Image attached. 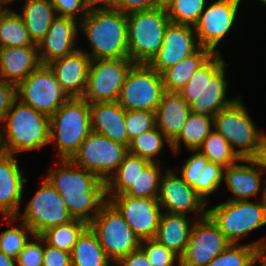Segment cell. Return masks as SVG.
<instances>
[{
  "label": "cell",
  "instance_id": "6da1fadb",
  "mask_svg": "<svg viewBox=\"0 0 266 266\" xmlns=\"http://www.w3.org/2000/svg\"><path fill=\"white\" fill-rule=\"evenodd\" d=\"M58 162L62 167L52 165L45 179L61 194L74 219L89 224L107 201L105 181L70 159H58Z\"/></svg>",
  "mask_w": 266,
  "mask_h": 266
},
{
  "label": "cell",
  "instance_id": "7a4b0ae2",
  "mask_svg": "<svg viewBox=\"0 0 266 266\" xmlns=\"http://www.w3.org/2000/svg\"><path fill=\"white\" fill-rule=\"evenodd\" d=\"M228 66L221 53H214L191 75L179 92L189 105L190 112L213 117L239 97H226L228 81L225 79V67Z\"/></svg>",
  "mask_w": 266,
  "mask_h": 266
},
{
  "label": "cell",
  "instance_id": "3957f363",
  "mask_svg": "<svg viewBox=\"0 0 266 266\" xmlns=\"http://www.w3.org/2000/svg\"><path fill=\"white\" fill-rule=\"evenodd\" d=\"M91 51L85 53L92 59H119L129 57L127 14L116 9L89 10L79 22Z\"/></svg>",
  "mask_w": 266,
  "mask_h": 266
},
{
  "label": "cell",
  "instance_id": "277c9868",
  "mask_svg": "<svg viewBox=\"0 0 266 266\" xmlns=\"http://www.w3.org/2000/svg\"><path fill=\"white\" fill-rule=\"evenodd\" d=\"M49 132V117L16 98L0 126V151L15 155L41 150L50 143Z\"/></svg>",
  "mask_w": 266,
  "mask_h": 266
},
{
  "label": "cell",
  "instance_id": "5b68a950",
  "mask_svg": "<svg viewBox=\"0 0 266 266\" xmlns=\"http://www.w3.org/2000/svg\"><path fill=\"white\" fill-rule=\"evenodd\" d=\"M50 142H55L59 159H70L91 133L90 104L69 98L49 117Z\"/></svg>",
  "mask_w": 266,
  "mask_h": 266
},
{
  "label": "cell",
  "instance_id": "8992f818",
  "mask_svg": "<svg viewBox=\"0 0 266 266\" xmlns=\"http://www.w3.org/2000/svg\"><path fill=\"white\" fill-rule=\"evenodd\" d=\"M213 127L241 159H255L266 134L256 127L241 96L213 116Z\"/></svg>",
  "mask_w": 266,
  "mask_h": 266
},
{
  "label": "cell",
  "instance_id": "52a82bcc",
  "mask_svg": "<svg viewBox=\"0 0 266 266\" xmlns=\"http://www.w3.org/2000/svg\"><path fill=\"white\" fill-rule=\"evenodd\" d=\"M169 23L163 7L127 14L129 58L134 63L148 64L161 48Z\"/></svg>",
  "mask_w": 266,
  "mask_h": 266
},
{
  "label": "cell",
  "instance_id": "ba28073f",
  "mask_svg": "<svg viewBox=\"0 0 266 266\" xmlns=\"http://www.w3.org/2000/svg\"><path fill=\"white\" fill-rule=\"evenodd\" d=\"M88 226L113 264L140 248L141 240L109 200L101 206Z\"/></svg>",
  "mask_w": 266,
  "mask_h": 266
},
{
  "label": "cell",
  "instance_id": "9c48e42d",
  "mask_svg": "<svg viewBox=\"0 0 266 266\" xmlns=\"http://www.w3.org/2000/svg\"><path fill=\"white\" fill-rule=\"evenodd\" d=\"M259 200H226L208 209L207 215L230 243L239 244L251 231L266 225V208Z\"/></svg>",
  "mask_w": 266,
  "mask_h": 266
},
{
  "label": "cell",
  "instance_id": "30bf717a",
  "mask_svg": "<svg viewBox=\"0 0 266 266\" xmlns=\"http://www.w3.org/2000/svg\"><path fill=\"white\" fill-rule=\"evenodd\" d=\"M164 93L161 74L149 64L135 63L126 76L117 102L125 110L156 112Z\"/></svg>",
  "mask_w": 266,
  "mask_h": 266
},
{
  "label": "cell",
  "instance_id": "8fae6325",
  "mask_svg": "<svg viewBox=\"0 0 266 266\" xmlns=\"http://www.w3.org/2000/svg\"><path fill=\"white\" fill-rule=\"evenodd\" d=\"M127 154V146L91 131L70 160L106 182Z\"/></svg>",
  "mask_w": 266,
  "mask_h": 266
},
{
  "label": "cell",
  "instance_id": "7c38bea8",
  "mask_svg": "<svg viewBox=\"0 0 266 266\" xmlns=\"http://www.w3.org/2000/svg\"><path fill=\"white\" fill-rule=\"evenodd\" d=\"M134 64L129 57L92 60L82 99L89 104L118 101L126 76Z\"/></svg>",
  "mask_w": 266,
  "mask_h": 266
},
{
  "label": "cell",
  "instance_id": "4fadbf2b",
  "mask_svg": "<svg viewBox=\"0 0 266 266\" xmlns=\"http://www.w3.org/2000/svg\"><path fill=\"white\" fill-rule=\"evenodd\" d=\"M16 96L48 117L69 99L50 67L42 64L16 85Z\"/></svg>",
  "mask_w": 266,
  "mask_h": 266
},
{
  "label": "cell",
  "instance_id": "5bb4252c",
  "mask_svg": "<svg viewBox=\"0 0 266 266\" xmlns=\"http://www.w3.org/2000/svg\"><path fill=\"white\" fill-rule=\"evenodd\" d=\"M20 221L34 234L74 220L66 208L61 194L44 178L35 195L26 203Z\"/></svg>",
  "mask_w": 266,
  "mask_h": 266
},
{
  "label": "cell",
  "instance_id": "9a60e30c",
  "mask_svg": "<svg viewBox=\"0 0 266 266\" xmlns=\"http://www.w3.org/2000/svg\"><path fill=\"white\" fill-rule=\"evenodd\" d=\"M208 3L194 30L200 47L221 53L217 49L218 44L234 27L241 0H215Z\"/></svg>",
  "mask_w": 266,
  "mask_h": 266
},
{
  "label": "cell",
  "instance_id": "2e32d148",
  "mask_svg": "<svg viewBox=\"0 0 266 266\" xmlns=\"http://www.w3.org/2000/svg\"><path fill=\"white\" fill-rule=\"evenodd\" d=\"M230 242L207 215L196 219L179 266H206L218 256Z\"/></svg>",
  "mask_w": 266,
  "mask_h": 266
},
{
  "label": "cell",
  "instance_id": "e0dca14e",
  "mask_svg": "<svg viewBox=\"0 0 266 266\" xmlns=\"http://www.w3.org/2000/svg\"><path fill=\"white\" fill-rule=\"evenodd\" d=\"M164 171L157 197L161 209L176 214L196 213V219L206 217L208 203L175 170L167 168Z\"/></svg>",
  "mask_w": 266,
  "mask_h": 266
},
{
  "label": "cell",
  "instance_id": "ac0fdd59",
  "mask_svg": "<svg viewBox=\"0 0 266 266\" xmlns=\"http://www.w3.org/2000/svg\"><path fill=\"white\" fill-rule=\"evenodd\" d=\"M139 239H153L162 213L157 198H134L128 195H106Z\"/></svg>",
  "mask_w": 266,
  "mask_h": 266
},
{
  "label": "cell",
  "instance_id": "d6986e66",
  "mask_svg": "<svg viewBox=\"0 0 266 266\" xmlns=\"http://www.w3.org/2000/svg\"><path fill=\"white\" fill-rule=\"evenodd\" d=\"M199 48L193 26L170 22L165 29L161 48L148 64L161 74L194 54Z\"/></svg>",
  "mask_w": 266,
  "mask_h": 266
},
{
  "label": "cell",
  "instance_id": "ffe728a7",
  "mask_svg": "<svg viewBox=\"0 0 266 266\" xmlns=\"http://www.w3.org/2000/svg\"><path fill=\"white\" fill-rule=\"evenodd\" d=\"M79 33V21L70 17H58L52 21L47 34L37 44L42 65L75 52Z\"/></svg>",
  "mask_w": 266,
  "mask_h": 266
},
{
  "label": "cell",
  "instance_id": "44dd1931",
  "mask_svg": "<svg viewBox=\"0 0 266 266\" xmlns=\"http://www.w3.org/2000/svg\"><path fill=\"white\" fill-rule=\"evenodd\" d=\"M15 155L0 151V213L3 217L19 218L24 186L28 179Z\"/></svg>",
  "mask_w": 266,
  "mask_h": 266
},
{
  "label": "cell",
  "instance_id": "7402d4cb",
  "mask_svg": "<svg viewBox=\"0 0 266 266\" xmlns=\"http://www.w3.org/2000/svg\"><path fill=\"white\" fill-rule=\"evenodd\" d=\"M92 59L78 48L72 54L47 64L69 98H82Z\"/></svg>",
  "mask_w": 266,
  "mask_h": 266
},
{
  "label": "cell",
  "instance_id": "603a6c76",
  "mask_svg": "<svg viewBox=\"0 0 266 266\" xmlns=\"http://www.w3.org/2000/svg\"><path fill=\"white\" fill-rule=\"evenodd\" d=\"M190 152L194 154L187 158L178 172L181 173L183 180L208 203V196L217 191L223 182L224 167L210 162L198 150Z\"/></svg>",
  "mask_w": 266,
  "mask_h": 266
},
{
  "label": "cell",
  "instance_id": "cb8c5ba5",
  "mask_svg": "<svg viewBox=\"0 0 266 266\" xmlns=\"http://www.w3.org/2000/svg\"><path fill=\"white\" fill-rule=\"evenodd\" d=\"M240 162L242 164L235 163L223 171V180L234 195L228 201L249 200L264 189L261 186L263 172L256 159H241Z\"/></svg>",
  "mask_w": 266,
  "mask_h": 266
},
{
  "label": "cell",
  "instance_id": "d4e9b609",
  "mask_svg": "<svg viewBox=\"0 0 266 266\" xmlns=\"http://www.w3.org/2000/svg\"><path fill=\"white\" fill-rule=\"evenodd\" d=\"M91 130L125 146L130 142L125 127V109L116 102L90 104Z\"/></svg>",
  "mask_w": 266,
  "mask_h": 266
},
{
  "label": "cell",
  "instance_id": "484cf974",
  "mask_svg": "<svg viewBox=\"0 0 266 266\" xmlns=\"http://www.w3.org/2000/svg\"><path fill=\"white\" fill-rule=\"evenodd\" d=\"M41 65L38 47H0V79L18 84Z\"/></svg>",
  "mask_w": 266,
  "mask_h": 266
},
{
  "label": "cell",
  "instance_id": "4316f807",
  "mask_svg": "<svg viewBox=\"0 0 266 266\" xmlns=\"http://www.w3.org/2000/svg\"><path fill=\"white\" fill-rule=\"evenodd\" d=\"M192 220L185 214L164 212L162 210L158 228L153 239L175 253L179 258L183 255L189 241Z\"/></svg>",
  "mask_w": 266,
  "mask_h": 266
},
{
  "label": "cell",
  "instance_id": "83f0119b",
  "mask_svg": "<svg viewBox=\"0 0 266 266\" xmlns=\"http://www.w3.org/2000/svg\"><path fill=\"white\" fill-rule=\"evenodd\" d=\"M155 113L156 127L172 142L181 132L190 109L179 93L165 92Z\"/></svg>",
  "mask_w": 266,
  "mask_h": 266
},
{
  "label": "cell",
  "instance_id": "f1b7e54d",
  "mask_svg": "<svg viewBox=\"0 0 266 266\" xmlns=\"http://www.w3.org/2000/svg\"><path fill=\"white\" fill-rule=\"evenodd\" d=\"M19 13L29 36L34 44H38L56 18V13L50 0H25ZM22 13V14H21Z\"/></svg>",
  "mask_w": 266,
  "mask_h": 266
},
{
  "label": "cell",
  "instance_id": "f546056e",
  "mask_svg": "<svg viewBox=\"0 0 266 266\" xmlns=\"http://www.w3.org/2000/svg\"><path fill=\"white\" fill-rule=\"evenodd\" d=\"M214 53L200 47L194 54L161 73L165 92L179 93L188 83L191 75L198 70Z\"/></svg>",
  "mask_w": 266,
  "mask_h": 266
},
{
  "label": "cell",
  "instance_id": "4dcf8cb0",
  "mask_svg": "<svg viewBox=\"0 0 266 266\" xmlns=\"http://www.w3.org/2000/svg\"><path fill=\"white\" fill-rule=\"evenodd\" d=\"M213 129L212 116L190 112L181 132L171 142V151L179 155L182 143L188 150H197Z\"/></svg>",
  "mask_w": 266,
  "mask_h": 266
},
{
  "label": "cell",
  "instance_id": "1f68e13d",
  "mask_svg": "<svg viewBox=\"0 0 266 266\" xmlns=\"http://www.w3.org/2000/svg\"><path fill=\"white\" fill-rule=\"evenodd\" d=\"M72 266H113L100 245L96 234L88 226L78 237L70 253Z\"/></svg>",
  "mask_w": 266,
  "mask_h": 266
},
{
  "label": "cell",
  "instance_id": "d6a6232c",
  "mask_svg": "<svg viewBox=\"0 0 266 266\" xmlns=\"http://www.w3.org/2000/svg\"><path fill=\"white\" fill-rule=\"evenodd\" d=\"M150 161L128 153L117 170L105 182L106 195L123 194Z\"/></svg>",
  "mask_w": 266,
  "mask_h": 266
},
{
  "label": "cell",
  "instance_id": "836d02e7",
  "mask_svg": "<svg viewBox=\"0 0 266 266\" xmlns=\"http://www.w3.org/2000/svg\"><path fill=\"white\" fill-rule=\"evenodd\" d=\"M37 46L31 40L19 13L8 9L0 19V47Z\"/></svg>",
  "mask_w": 266,
  "mask_h": 266
},
{
  "label": "cell",
  "instance_id": "e575fe53",
  "mask_svg": "<svg viewBox=\"0 0 266 266\" xmlns=\"http://www.w3.org/2000/svg\"><path fill=\"white\" fill-rule=\"evenodd\" d=\"M87 227L86 221L74 219L71 222L45 230L41 236L49 246L71 253L78 237Z\"/></svg>",
  "mask_w": 266,
  "mask_h": 266
},
{
  "label": "cell",
  "instance_id": "d590c367",
  "mask_svg": "<svg viewBox=\"0 0 266 266\" xmlns=\"http://www.w3.org/2000/svg\"><path fill=\"white\" fill-rule=\"evenodd\" d=\"M243 244L230 243L206 266H254L257 263V248L265 240Z\"/></svg>",
  "mask_w": 266,
  "mask_h": 266
},
{
  "label": "cell",
  "instance_id": "8d00e7d4",
  "mask_svg": "<svg viewBox=\"0 0 266 266\" xmlns=\"http://www.w3.org/2000/svg\"><path fill=\"white\" fill-rule=\"evenodd\" d=\"M197 150L210 162L219 164L224 168L240 163L241 160L227 140L214 129Z\"/></svg>",
  "mask_w": 266,
  "mask_h": 266
},
{
  "label": "cell",
  "instance_id": "74e56055",
  "mask_svg": "<svg viewBox=\"0 0 266 266\" xmlns=\"http://www.w3.org/2000/svg\"><path fill=\"white\" fill-rule=\"evenodd\" d=\"M164 142L171 150V141L157 128L145 131L130 141L128 153L144 158L150 162H161L156 156L161 153Z\"/></svg>",
  "mask_w": 266,
  "mask_h": 266
},
{
  "label": "cell",
  "instance_id": "f35d334b",
  "mask_svg": "<svg viewBox=\"0 0 266 266\" xmlns=\"http://www.w3.org/2000/svg\"><path fill=\"white\" fill-rule=\"evenodd\" d=\"M164 163L150 162L124 192L134 198H157Z\"/></svg>",
  "mask_w": 266,
  "mask_h": 266
},
{
  "label": "cell",
  "instance_id": "ab89813d",
  "mask_svg": "<svg viewBox=\"0 0 266 266\" xmlns=\"http://www.w3.org/2000/svg\"><path fill=\"white\" fill-rule=\"evenodd\" d=\"M4 220L8 221L9 224H12V227L2 231L0 234V251L3 252L6 256L17 258L18 254L24 248V245L29 240V236L32 238L34 233L30 228L20 221V227L16 226L17 220L16 216L13 217H4Z\"/></svg>",
  "mask_w": 266,
  "mask_h": 266
},
{
  "label": "cell",
  "instance_id": "60d3db41",
  "mask_svg": "<svg viewBox=\"0 0 266 266\" xmlns=\"http://www.w3.org/2000/svg\"><path fill=\"white\" fill-rule=\"evenodd\" d=\"M207 3V0H172L165 9L171 23L194 27Z\"/></svg>",
  "mask_w": 266,
  "mask_h": 266
},
{
  "label": "cell",
  "instance_id": "b9f144b4",
  "mask_svg": "<svg viewBox=\"0 0 266 266\" xmlns=\"http://www.w3.org/2000/svg\"><path fill=\"white\" fill-rule=\"evenodd\" d=\"M125 127L129 142L156 127V113L143 110H125Z\"/></svg>",
  "mask_w": 266,
  "mask_h": 266
},
{
  "label": "cell",
  "instance_id": "7bdbcfd3",
  "mask_svg": "<svg viewBox=\"0 0 266 266\" xmlns=\"http://www.w3.org/2000/svg\"><path fill=\"white\" fill-rule=\"evenodd\" d=\"M140 249L152 266H179L180 258L155 239L142 240Z\"/></svg>",
  "mask_w": 266,
  "mask_h": 266
},
{
  "label": "cell",
  "instance_id": "ee69618b",
  "mask_svg": "<svg viewBox=\"0 0 266 266\" xmlns=\"http://www.w3.org/2000/svg\"><path fill=\"white\" fill-rule=\"evenodd\" d=\"M34 240H28L16 258L17 266H42L44 239L34 234ZM37 240V241H36Z\"/></svg>",
  "mask_w": 266,
  "mask_h": 266
},
{
  "label": "cell",
  "instance_id": "f6af8a7d",
  "mask_svg": "<svg viewBox=\"0 0 266 266\" xmlns=\"http://www.w3.org/2000/svg\"><path fill=\"white\" fill-rule=\"evenodd\" d=\"M56 16L70 17L81 21L88 13L85 0H50Z\"/></svg>",
  "mask_w": 266,
  "mask_h": 266
},
{
  "label": "cell",
  "instance_id": "bcb514c9",
  "mask_svg": "<svg viewBox=\"0 0 266 266\" xmlns=\"http://www.w3.org/2000/svg\"><path fill=\"white\" fill-rule=\"evenodd\" d=\"M42 266H72L69 252L49 246L44 241Z\"/></svg>",
  "mask_w": 266,
  "mask_h": 266
},
{
  "label": "cell",
  "instance_id": "7dc6e473",
  "mask_svg": "<svg viewBox=\"0 0 266 266\" xmlns=\"http://www.w3.org/2000/svg\"><path fill=\"white\" fill-rule=\"evenodd\" d=\"M16 98V84L0 79V122L2 124Z\"/></svg>",
  "mask_w": 266,
  "mask_h": 266
},
{
  "label": "cell",
  "instance_id": "c3c4849f",
  "mask_svg": "<svg viewBox=\"0 0 266 266\" xmlns=\"http://www.w3.org/2000/svg\"><path fill=\"white\" fill-rule=\"evenodd\" d=\"M158 7L157 0H118L115 9L124 14Z\"/></svg>",
  "mask_w": 266,
  "mask_h": 266
},
{
  "label": "cell",
  "instance_id": "681fc988",
  "mask_svg": "<svg viewBox=\"0 0 266 266\" xmlns=\"http://www.w3.org/2000/svg\"><path fill=\"white\" fill-rule=\"evenodd\" d=\"M114 265L118 266H152L145 253L139 248L119 259Z\"/></svg>",
  "mask_w": 266,
  "mask_h": 266
},
{
  "label": "cell",
  "instance_id": "f907efd6",
  "mask_svg": "<svg viewBox=\"0 0 266 266\" xmlns=\"http://www.w3.org/2000/svg\"><path fill=\"white\" fill-rule=\"evenodd\" d=\"M117 1L118 0H85V3L88 10L115 9ZM99 3L101 5H99Z\"/></svg>",
  "mask_w": 266,
  "mask_h": 266
},
{
  "label": "cell",
  "instance_id": "816d5d0a",
  "mask_svg": "<svg viewBox=\"0 0 266 266\" xmlns=\"http://www.w3.org/2000/svg\"><path fill=\"white\" fill-rule=\"evenodd\" d=\"M255 159L259 163V165L262 169V172L266 173V134L262 140L261 147L259 149V153Z\"/></svg>",
  "mask_w": 266,
  "mask_h": 266
},
{
  "label": "cell",
  "instance_id": "f5cc1de1",
  "mask_svg": "<svg viewBox=\"0 0 266 266\" xmlns=\"http://www.w3.org/2000/svg\"><path fill=\"white\" fill-rule=\"evenodd\" d=\"M257 261L266 266V239L257 248Z\"/></svg>",
  "mask_w": 266,
  "mask_h": 266
},
{
  "label": "cell",
  "instance_id": "db71d44e",
  "mask_svg": "<svg viewBox=\"0 0 266 266\" xmlns=\"http://www.w3.org/2000/svg\"><path fill=\"white\" fill-rule=\"evenodd\" d=\"M0 266H17L16 259L6 256L0 251Z\"/></svg>",
  "mask_w": 266,
  "mask_h": 266
},
{
  "label": "cell",
  "instance_id": "11a10c76",
  "mask_svg": "<svg viewBox=\"0 0 266 266\" xmlns=\"http://www.w3.org/2000/svg\"><path fill=\"white\" fill-rule=\"evenodd\" d=\"M264 184H265V186H263L264 189H263V191H262V197H261V200H262V202H263L264 207L266 208V180L264 181Z\"/></svg>",
  "mask_w": 266,
  "mask_h": 266
},
{
  "label": "cell",
  "instance_id": "9f6ffc18",
  "mask_svg": "<svg viewBox=\"0 0 266 266\" xmlns=\"http://www.w3.org/2000/svg\"><path fill=\"white\" fill-rule=\"evenodd\" d=\"M172 0H157L158 7L165 8Z\"/></svg>",
  "mask_w": 266,
  "mask_h": 266
},
{
  "label": "cell",
  "instance_id": "6f0895ef",
  "mask_svg": "<svg viewBox=\"0 0 266 266\" xmlns=\"http://www.w3.org/2000/svg\"><path fill=\"white\" fill-rule=\"evenodd\" d=\"M3 7H5V8H3ZM0 9H9V8H7V6L3 3L2 0H0Z\"/></svg>",
  "mask_w": 266,
  "mask_h": 266
},
{
  "label": "cell",
  "instance_id": "680465c9",
  "mask_svg": "<svg viewBox=\"0 0 266 266\" xmlns=\"http://www.w3.org/2000/svg\"><path fill=\"white\" fill-rule=\"evenodd\" d=\"M5 5H9L10 3L14 2L15 0H2Z\"/></svg>",
  "mask_w": 266,
  "mask_h": 266
},
{
  "label": "cell",
  "instance_id": "91938a15",
  "mask_svg": "<svg viewBox=\"0 0 266 266\" xmlns=\"http://www.w3.org/2000/svg\"><path fill=\"white\" fill-rule=\"evenodd\" d=\"M8 9H0V19L2 17V15L7 11Z\"/></svg>",
  "mask_w": 266,
  "mask_h": 266
},
{
  "label": "cell",
  "instance_id": "94428289",
  "mask_svg": "<svg viewBox=\"0 0 266 266\" xmlns=\"http://www.w3.org/2000/svg\"><path fill=\"white\" fill-rule=\"evenodd\" d=\"M262 2V4H265L266 5V0H259Z\"/></svg>",
  "mask_w": 266,
  "mask_h": 266
}]
</instances>
